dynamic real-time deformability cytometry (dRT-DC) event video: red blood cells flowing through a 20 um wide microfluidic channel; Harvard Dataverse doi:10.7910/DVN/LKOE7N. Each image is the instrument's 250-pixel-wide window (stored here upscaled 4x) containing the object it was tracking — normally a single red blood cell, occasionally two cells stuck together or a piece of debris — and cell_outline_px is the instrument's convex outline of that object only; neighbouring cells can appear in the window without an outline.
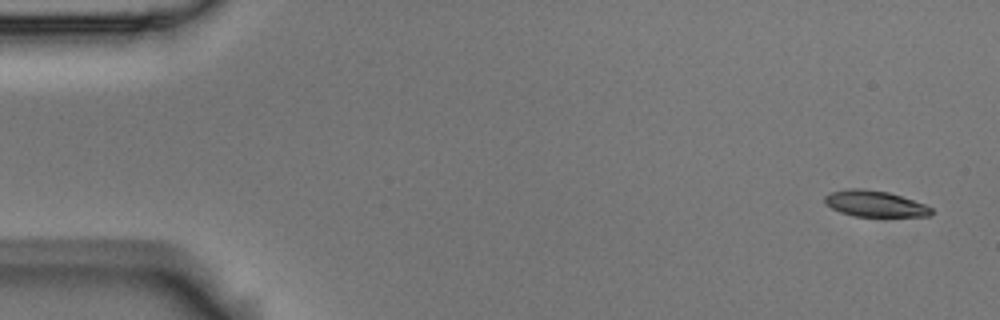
{"species": "Egyptian fruit bat (a non-hibernating species)", "species_latin": "Rousettus aegyptiacus", "temperature_condition": "room temperature", "stored_images_in_passage": 5, "camera_frame_rate_fps": 3000, "um_per_image_px": 0.085, "animal": {"sex": "male"}, "frame": {"image": 1, "passage_image": 1, "time_ms": 0.0, "image_size_px": [1000, 320], "cell_outline_px": [[932, 212], [928, 216], [852, 216], [840, 212], [832, 208], [824, 200], [824, 196], [832, 192], [848, 188], [864, 188], [888, 192], [924, 204], [932, 208]], "centroid_in_image_um": [74.33, 17.31], "position_along_channel_um": 10.7, "area_um2": 16.01}}
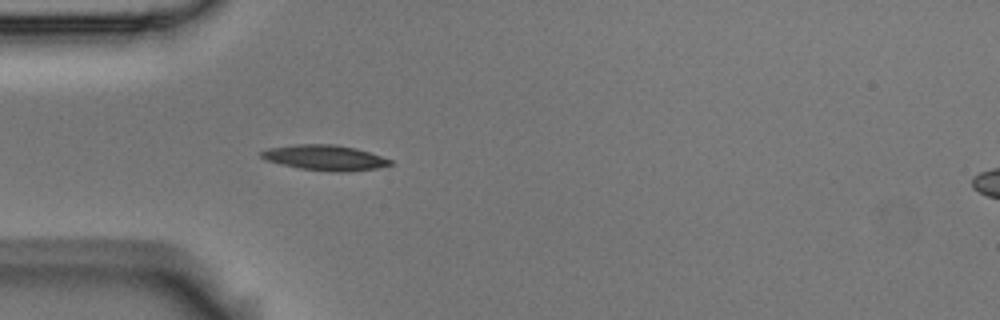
{"frame": {"image": 2, "passage_image": 5, "time_ms": 1.333, "image_size_px": [1000, 320], "cell_outline_px": [[392, 164], [376, 168], [348, 172], [332, 172], [300, 168], [268, 160], [260, 156], [260, 152], [268, 148], [296, 144], [336, 144], [356, 148], [392, 160]], "centroid_in_image_um": [27.63, 13.4], "position_along_channel_um": 57.4, "area_um2": 18.84}}